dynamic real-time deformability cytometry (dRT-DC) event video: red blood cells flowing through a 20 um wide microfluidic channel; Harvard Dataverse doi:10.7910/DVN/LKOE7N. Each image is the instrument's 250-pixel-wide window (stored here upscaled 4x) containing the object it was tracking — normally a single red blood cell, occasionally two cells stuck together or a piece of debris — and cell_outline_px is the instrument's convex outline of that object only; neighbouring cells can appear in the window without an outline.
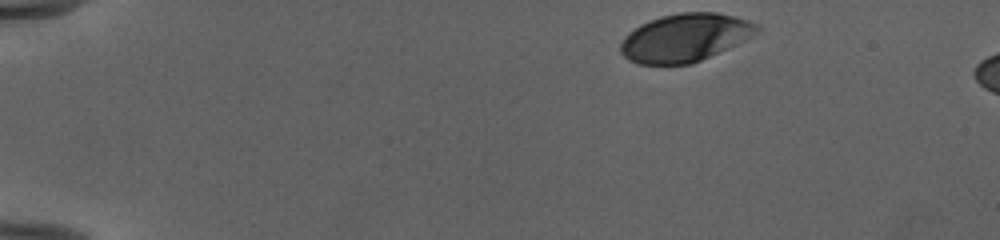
{"species": "human", "species_latin": "Homo sapiens", "temperature_condition": "cold", "stored_images_in_passage": 42, "camera_frame_rate_fps": 3000, "um_per_image_px": 0.085, "donor": {"sex": "female"}, "frame": {"image": 1, "passage_image": 1, "time_ms": 0.0, "image_size_px": [1000, 240], "cell_outline_px": [[764, 28], [760, 32], [728, 48], [692, 64], [640, 64], [628, 60], [620, 52], [620, 44], [624, 36], [628, 32], [640, 24], [648, 20], [660, 16], [680, 12], [716, 12], [748, 20], [760, 24]], "centroid_in_image_um": [58.24, 3.19], "position_along_channel_um": 26.8, "area_um2": 38.44}}
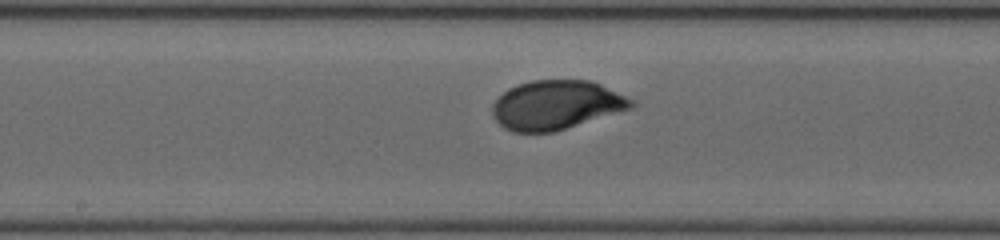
{"frame": {"image": 2, "passage_image": 22, "time_ms": 7.0, "image_size_px": [1000, 240], "cell_outline_px": [[636, 104], [632, 108], [552, 132], [512, 132], [504, 128], [492, 116], [492, 104], [508, 88], [532, 80], [592, 80], [632, 100]], "centroid_in_image_um": [47.24, 8.92], "position_along_channel_um": 201.0, "area_um2": 39.36}}
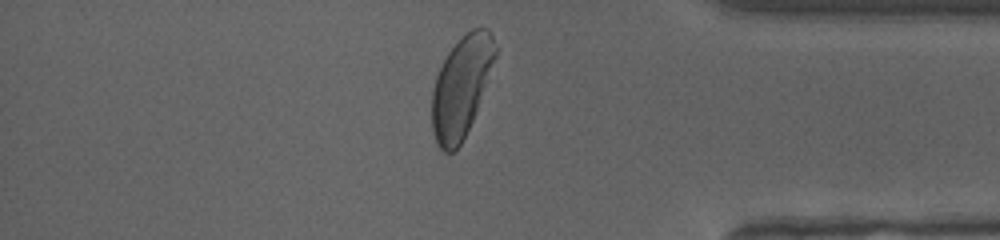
{"frame": {"image": 3, "passage_image": 38, "time_ms": 12.333, "image_size_px": [1000, 240], "cell_outline_px": [[496, 56], [472, 120], [460, 144], [452, 152], [444, 152], [436, 144], [432, 132], [432, 92], [436, 76], [448, 52], [472, 28], [488, 28], [492, 36], [496, 48]], "centroid_in_image_um": [39.18, 7.39], "position_along_channel_um": 396.0, "area_um2": 36.3}, "authors_computed_cell_mechanics": {"area_um2": 39.7664, "velocity_mm_per_s": 3.9588, "shape_relaxation_time_tau1_ms": 2.6652, "shape_relaxation_time_tau2_ms": null, "deformation_change_tau1": 0.1569, "deformation_change_tau2": null}}